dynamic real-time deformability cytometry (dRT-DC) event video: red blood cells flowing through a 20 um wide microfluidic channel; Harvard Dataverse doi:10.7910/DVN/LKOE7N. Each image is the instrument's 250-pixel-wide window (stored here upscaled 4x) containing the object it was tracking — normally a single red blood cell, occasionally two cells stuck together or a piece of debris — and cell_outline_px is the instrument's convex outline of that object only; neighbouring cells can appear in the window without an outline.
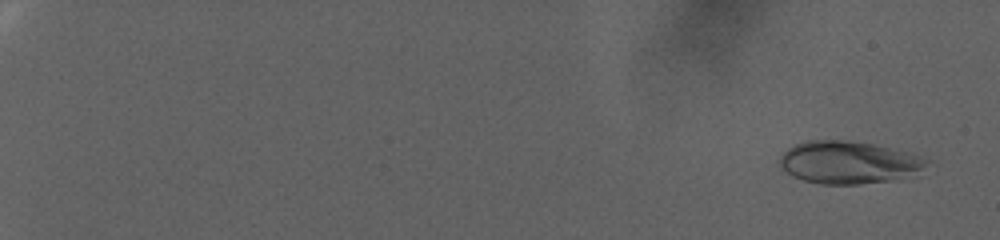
{"species": "human", "species_latin": "Homo sapiens", "temperature_condition": "warm", "stored_images_in_passage": 89, "camera_frame_rate_fps": 3000, "um_per_image_px": 0.085, "donor": {"sex": "female"}, "frame": {"image": 1, "passage_image": 5, "time_ms": 1.333, "image_size_px": [1000, 240], "cell_outline_px": [[932, 160], [920, 168], [888, 180], [856, 184], [820, 184], [804, 180], [792, 176], [780, 164], [780, 156], [788, 148], [796, 144], [808, 140], [844, 140], [872, 144], [904, 152]], "centroid_in_image_um": [72.01, 13.79], "position_along_channel_um": 13.0, "area_um2": 35.14}}
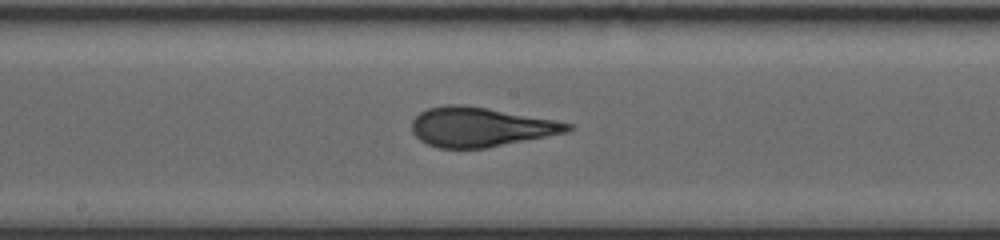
{"frame": {"image": 2, "passage_image": 55, "time_ms": 18.0, "image_size_px": [1000, 240], "cell_outline_px": [[572, 128], [568, 132], [488, 148], [440, 148], [428, 144], [420, 140], [412, 132], [412, 120], [420, 112], [428, 108], [448, 104], [464, 104], [488, 108], [552, 120], [572, 124]], "centroid_in_image_um": [40.8, 10.79], "position_along_channel_um": 207.4, "area_um2": 35.6}}
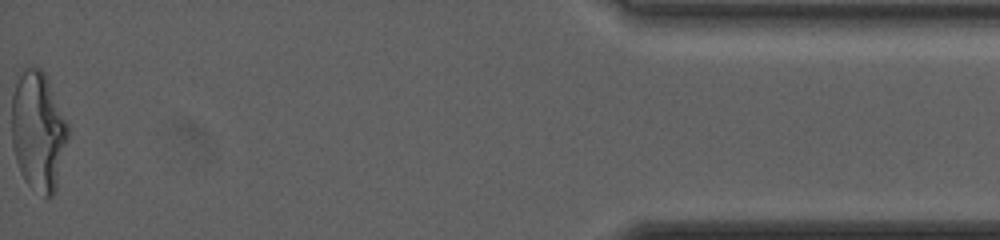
{"frame": {"image": 3, "passage_image": 89, "time_ms": 29.333, "image_size_px": [1000, 240], "cell_outline_px": [[68, 140], [56, 192], [52, 196], [44, 196], [28, 184], [24, 180], [20, 172], [16, 160], [12, 144], [12, 96], [16, 84], [24, 68], [32, 64], [36, 64], [44, 72], [48, 80], [68, 124]], "centroid_in_image_um": [3.26, 11.15], "position_along_channel_um": 431.9, "area_um2": 39.3}, "authors_computed_cell_mechanics": {"area_um2": 35.2002, "velocity_mm_per_s": 2.5632, "shape_relaxation_time_tau1_ms": null, "shape_relaxation_time_tau2_ms": 1.139, "deformation_change_tau1": null, "deformation_change_tau2": 0.0808}}